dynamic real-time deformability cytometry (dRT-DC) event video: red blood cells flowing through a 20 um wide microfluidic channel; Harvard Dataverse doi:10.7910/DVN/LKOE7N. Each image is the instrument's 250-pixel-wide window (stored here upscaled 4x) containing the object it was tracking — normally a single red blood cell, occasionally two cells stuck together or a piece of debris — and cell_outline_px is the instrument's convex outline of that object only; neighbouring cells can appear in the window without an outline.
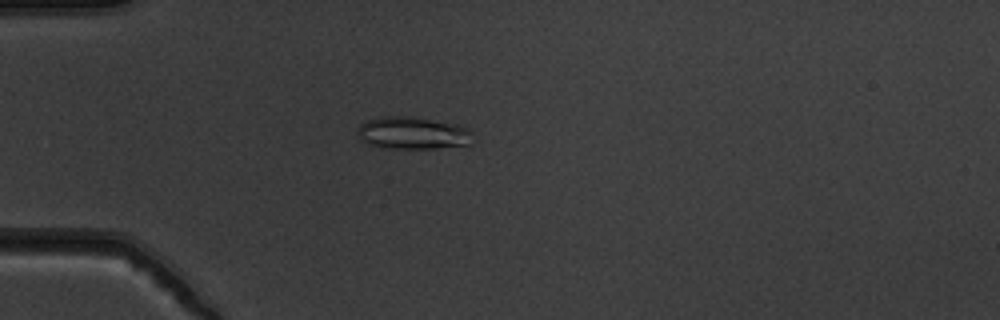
{"species": "common noctule bat (a hibernating species)", "species_latin": "Nyctalus noctula", "temperature_condition": "warm", "stored_images_in_passage": 43, "camera_frame_rate_fps": 3000, "um_per_image_px": 0.085, "animal": {"sex": "male", "body_mass_g": 19.5, "forearm_length_mm": 54.6}, "frame": {"image": 1, "passage_image": 5, "time_ms": 1.333, "image_size_px": [1000, 320], "cell_outline_px": [[476, 140], [472, 144], [436, 148], [388, 148], [368, 144], [360, 140], [356, 136], [356, 132], [360, 124], [368, 120], [380, 116], [412, 116], [456, 124], [468, 128]], "centroid_in_image_um": [35.09, 11.3], "position_along_channel_um": 49.9, "area_um2": 22.08}}
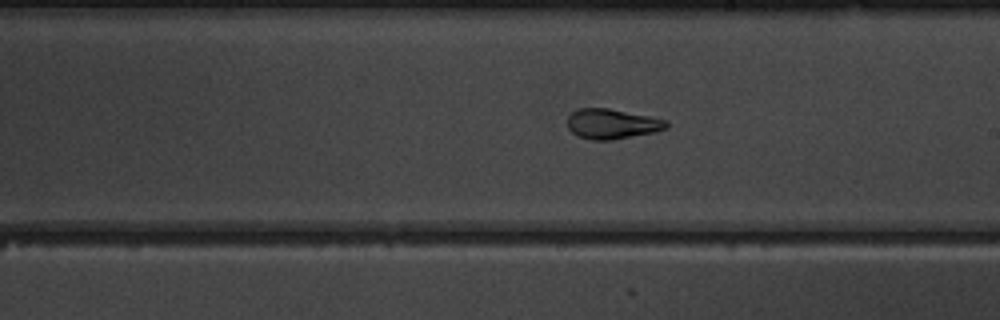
{"frame": {"image": 2, "passage_image": 21, "time_ms": 6.667, "image_size_px": [1000, 320], "cell_outline_px": [[668, 128], [656, 132], [612, 140], [592, 140], [576, 136], [568, 128], [568, 116], [572, 112], [580, 108], [608, 108], [668, 120]], "centroid_in_image_um": [52.03, 10.54], "position_along_channel_um": 237.0, "area_um2": 17.4}}
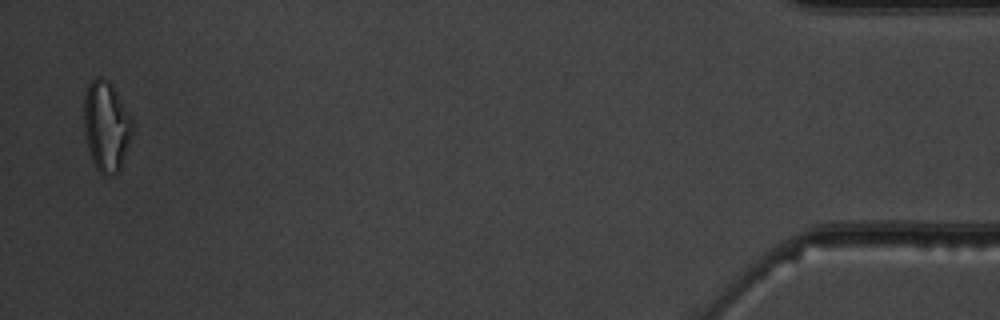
{"frame": {"image": 3, "passage_image": 42, "time_ms": 13.667, "image_size_px": [1000, 320], "cell_outline_px": [[132, 132], [120, 168], [112, 176], [104, 176], [96, 168], [92, 160], [84, 136], [84, 92], [88, 84], [96, 76], [104, 76], [112, 84], [132, 120]], "centroid_in_image_um": [9.0, 10.7], "position_along_channel_um": 426.2, "area_um2": 25.43}, "authors_computed_cell_mechanics": {"area_um2": 18.8428, "velocity_mm_per_s": 3.8386, "shape_relaxation_time_tau1_ms": null, "shape_relaxation_time_tau2_ms": 1.8813, "deformation_change_tau1": null, "deformation_change_tau2": 0.0738}}